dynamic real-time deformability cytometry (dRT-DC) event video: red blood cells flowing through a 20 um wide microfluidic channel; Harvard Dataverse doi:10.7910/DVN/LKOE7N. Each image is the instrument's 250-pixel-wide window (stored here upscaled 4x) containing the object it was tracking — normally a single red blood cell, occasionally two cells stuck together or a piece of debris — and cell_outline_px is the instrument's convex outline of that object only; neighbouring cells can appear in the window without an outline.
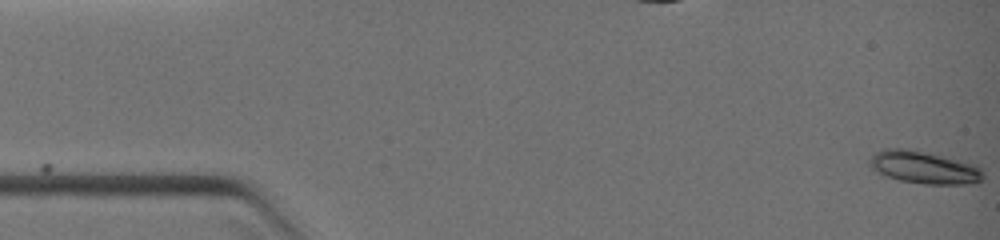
{"species": "common noctule bat (a hibernating species)", "species_latin": "Nyctalus noctula", "temperature_condition": "warm", "stored_images_in_passage": 12, "camera_frame_rate_fps": 3000, "um_per_image_px": 0.085, "animal": {"sex": "female", "body_mass_g": 19.0, "forearm_length_mm": 51.5}, "frame": {"image": 1, "passage_image": 1, "time_ms": 0.0, "image_size_px": [1000, 240], "cell_outline_px": [[984, 176], [976, 184], [924, 184], [900, 180], [876, 172], [868, 164], [868, 160], [876, 152], [884, 148], [916, 148], [976, 164], [984, 172]], "centroid_in_image_um": [78.57, 14.2], "position_along_channel_um": 6.4, "area_um2": 22.08}}
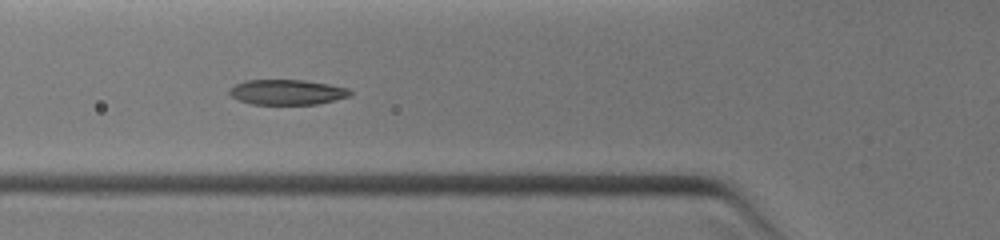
{"frame": {"image": 2, "passage_image": 11, "time_ms": 4.333, "image_size_px": [1000, 240], "cell_outline_px": [[352, 96], [316, 104], [252, 104], [240, 100], [232, 96], [228, 92], [228, 88], [244, 80], [304, 80], [328, 84], [348, 88], [352, 92]], "centroid_in_image_um": [24.4, 7.83], "position_along_channel_um": 101.4, "area_um2": 17.69}}
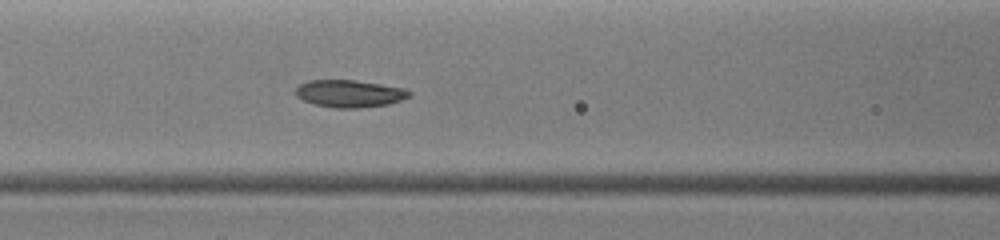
{"frame": {"image": 3, "passage_image": 12, "time_ms": 5.0, "image_size_px": [1000, 240], "cell_outline_px": [[412, 92], [408, 96], [400, 100], [388, 104], [360, 108], [336, 108], [316, 104], [304, 100], [296, 96], [296, 88], [300, 84], [308, 80], [352, 80], [380, 84], [404, 88]], "centroid_in_image_um": [29.7, 7.95], "position_along_channel_um": 136.9, "area_um2": 17.86}}